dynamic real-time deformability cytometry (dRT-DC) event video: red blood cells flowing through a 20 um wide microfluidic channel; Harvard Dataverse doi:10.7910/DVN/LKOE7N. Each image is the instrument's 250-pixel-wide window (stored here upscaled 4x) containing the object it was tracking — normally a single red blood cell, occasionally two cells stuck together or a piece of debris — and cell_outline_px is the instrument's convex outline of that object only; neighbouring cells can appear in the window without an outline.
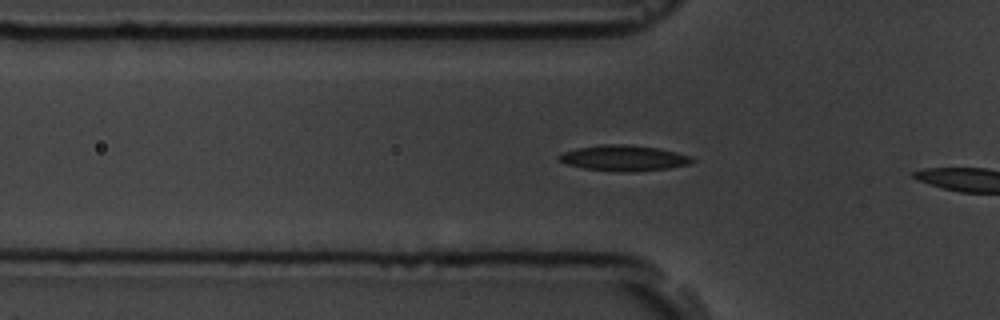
{"species": "common noctule bat (a hibernating species)", "species_latin": "Nyctalus noctula", "temperature_condition": "room temperature", "stored_images_in_passage": 7, "segment_of_instrument_passage": [2, 2], "camera_frame_rate_fps": 3000, "um_per_image_px": 0.085, "animal": {"sex": "male", "body_mass_g": 19.5, "forearm_length_mm": 54.6}, "frame": {"image": 1, "passage_image": 7, "time_ms": 8.333, "image_size_px": [1000, 320], "cell_outline_px": [[696, 160], [688, 164], [668, 168], [636, 172], [620, 172], [584, 168], [568, 164], [556, 160], [556, 156], [560, 152], [576, 148], [600, 144], [628, 144], [656, 148], [676, 152], [692, 156]], "centroid_in_image_um": [52.97, 13.43], "position_along_channel_um": 72.8, "area_um2": 20.17}}